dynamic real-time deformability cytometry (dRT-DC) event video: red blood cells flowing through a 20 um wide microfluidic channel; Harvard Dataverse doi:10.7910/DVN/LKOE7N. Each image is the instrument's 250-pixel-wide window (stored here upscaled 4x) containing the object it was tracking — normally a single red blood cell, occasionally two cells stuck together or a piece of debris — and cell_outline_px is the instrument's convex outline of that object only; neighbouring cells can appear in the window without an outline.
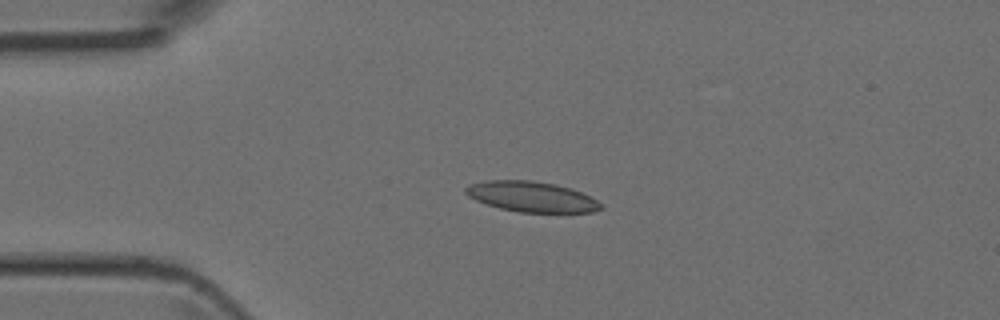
{"species": "Egyptian fruit bat (a non-hibernating species)", "species_latin": "Rousettus aegyptiacus", "temperature_condition": "room temperature", "stored_images_in_passage": 37, "camera_frame_rate_fps": 3000, "um_per_image_px": 0.085, "animal": {"sex": "female"}, "frame": {"image": 1, "passage_image": 1, "time_ms": 0.0, "image_size_px": [1000, 320], "cell_outline_px": [[604, 208], [592, 212], [520, 212], [500, 208], [476, 200], [468, 196], [464, 192], [464, 188], [468, 184], [488, 180], [532, 180], [556, 184], [572, 188], [604, 204]], "centroid_in_image_um": [45.18, 16.71], "position_along_channel_um": 39.8, "area_um2": 23.99}}
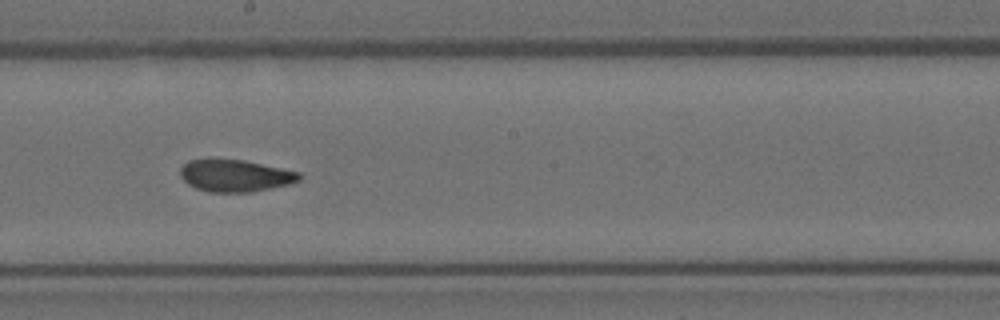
{"frame": {"image": 2, "passage_image": 16, "time_ms": 5.0, "image_size_px": [1000, 320], "cell_outline_px": [[304, 176], [300, 180], [288, 184], [252, 192], [208, 192], [196, 188], [188, 184], [180, 176], [180, 168], [188, 160], [244, 160], [300, 172]], "centroid_in_image_um": [20.01, 14.94], "position_along_channel_um": 228.2, "area_um2": 22.08}}
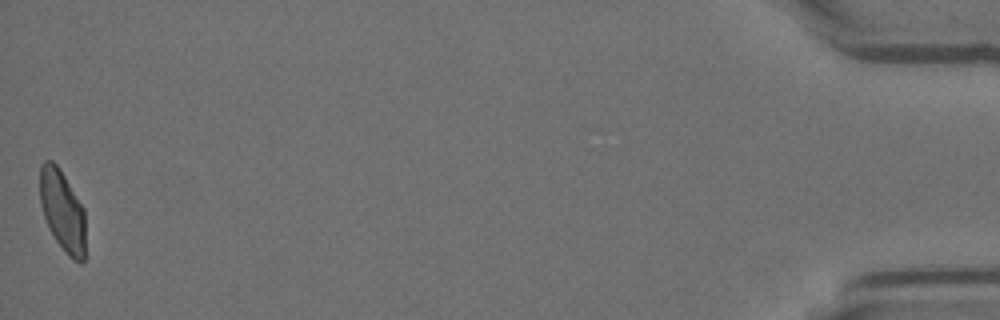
{"frame": {"image": 3, "passage_image": 37, "time_ms": 12.0, "image_size_px": [1000, 320], "cell_outline_px": [[84, 260], [80, 264], [72, 260], [64, 252], [48, 228], [40, 204], [40, 164], [44, 160], [52, 160], [60, 168], [84, 208]], "centroid_in_image_um": [5.29, 17.91], "position_along_channel_um": 429.9, "area_um2": 21.73}}